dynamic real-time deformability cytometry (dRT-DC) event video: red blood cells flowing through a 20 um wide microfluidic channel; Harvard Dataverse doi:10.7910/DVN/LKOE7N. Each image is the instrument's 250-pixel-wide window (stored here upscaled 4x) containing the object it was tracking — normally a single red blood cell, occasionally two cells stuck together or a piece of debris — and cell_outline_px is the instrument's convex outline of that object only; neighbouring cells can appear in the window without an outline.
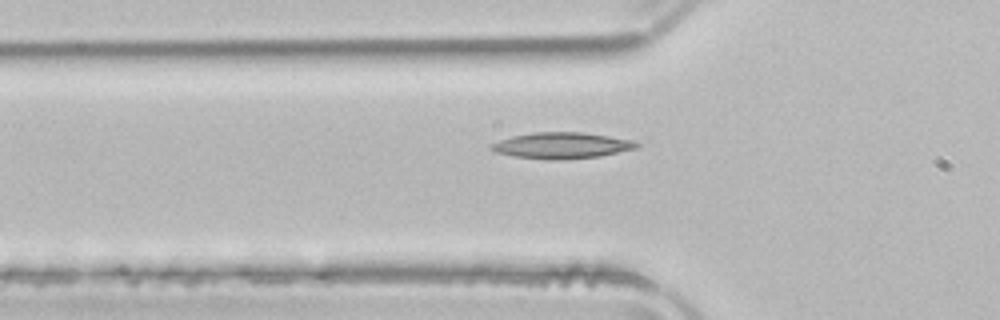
{"species": "common noctule bat (a hibernating species)", "species_latin": "Nyctalus noctula", "temperature_condition": "room temperature", "stored_images_in_passage": 33, "camera_frame_rate_fps": 3000, "um_per_image_px": 0.085, "animal": {"sex": "male", "body_mass_g": 21.5, "forearm_length_mm": 52.0}, "frame": {"image": 1, "passage_image": 4, "time_ms": 1.0, "image_size_px": [1000, 320], "cell_outline_px": [[640, 144], [636, 148], [600, 156], [560, 160], [552, 160], [516, 156], [496, 152], [488, 148], [488, 144], [512, 136], [536, 132], [580, 132], [608, 136], [632, 140]], "centroid_in_image_um": [47.71, 12.36], "position_along_channel_um": 78.1, "area_um2": 21.96}}
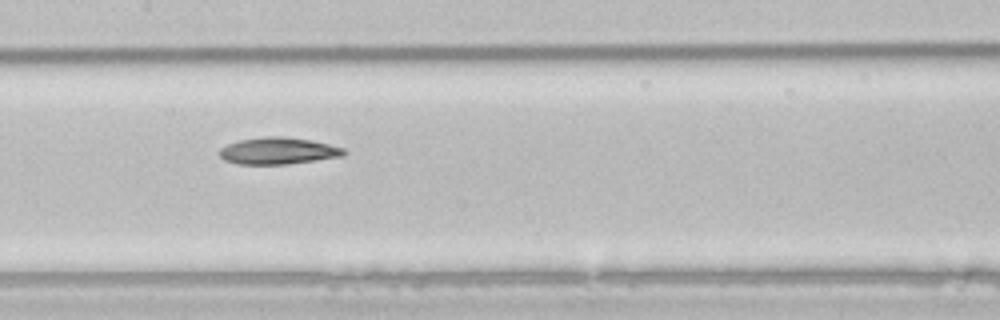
{"frame": {"image": 2, "passage_image": 12, "time_ms": 3.667, "image_size_px": [1000, 320], "cell_outline_px": [[348, 152], [344, 156], [288, 164], [236, 164], [224, 160], [220, 156], [220, 148], [228, 144], [240, 140], [264, 136], [284, 136], [312, 140], [344, 148]], "centroid_in_image_um": [23.66, 12.82], "position_along_channel_um": 183.7, "area_um2": 19.54}}
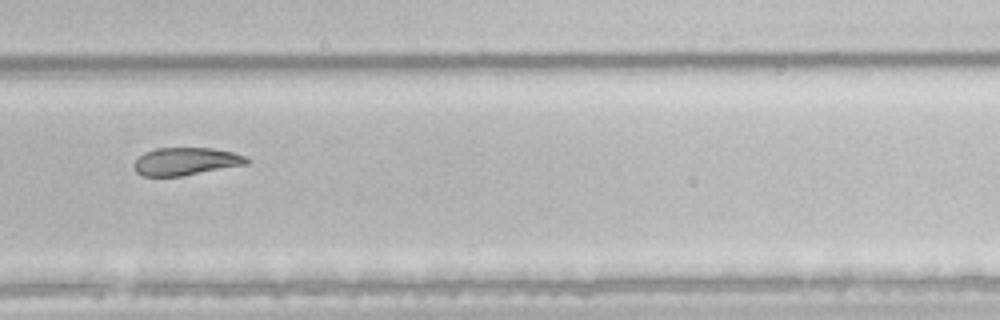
{"frame": {"image": 3, "passage_image": 22, "time_ms": 7.0, "image_size_px": [1000, 320], "cell_outline_px": [[248, 164], [180, 176], [144, 176], [136, 172], [132, 168], [132, 164], [144, 152], [156, 148], [212, 148], [232, 152], [244, 156], [248, 160]], "centroid_in_image_um": [15.74, 13.72], "position_along_channel_um": 314.1, "area_um2": 18.09}}